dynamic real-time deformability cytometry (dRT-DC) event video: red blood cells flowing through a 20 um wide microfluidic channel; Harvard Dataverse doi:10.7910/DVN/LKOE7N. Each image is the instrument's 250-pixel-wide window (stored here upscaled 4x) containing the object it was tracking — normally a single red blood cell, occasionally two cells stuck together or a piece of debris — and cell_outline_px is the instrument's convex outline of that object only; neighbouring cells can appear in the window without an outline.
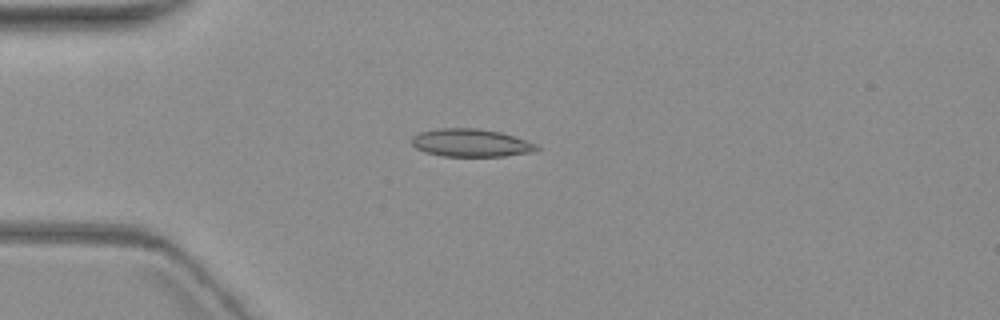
{"species": "common noctule bat (a hibernating species)", "species_latin": "Nyctalus noctula", "temperature_condition": "warm", "stored_images_in_passage": 9, "camera_frame_rate_fps": 3000, "um_per_image_px": 0.085, "animal": {"sex": "female", "body_mass_g": 19.3, "forearm_length_mm": 54.1}, "frame": {"image": 1, "passage_image": 4, "time_ms": 4.0, "image_size_px": [1000, 320], "cell_outline_px": [[540, 148], [532, 152], [504, 156], [440, 156], [424, 152], [416, 148], [412, 144], [412, 136], [420, 132], [436, 128], [476, 128], [500, 132], [536, 144]], "centroid_in_image_um": [39.98, 12.14], "position_along_channel_um": 45.0, "area_um2": 20.23}}
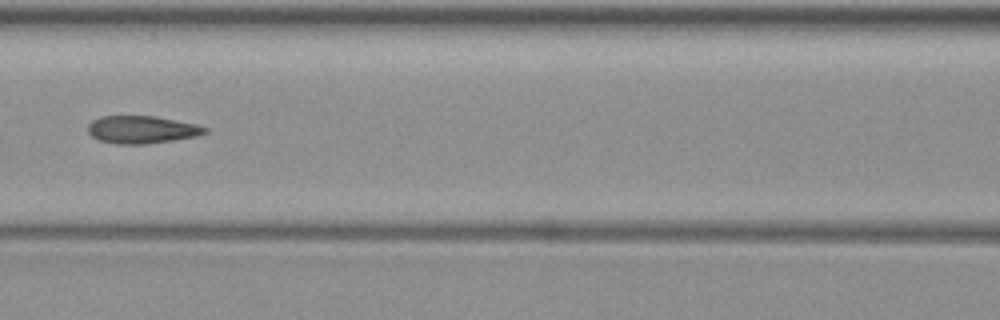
{"frame": {"image": 2, "passage_image": 7, "time_ms": 7.667, "image_size_px": [1000, 320], "cell_outline_px": [[208, 132], [196, 136], [148, 144], [116, 144], [100, 140], [92, 136], [88, 132], [88, 124], [92, 120], [100, 116], [156, 116], [196, 124], [208, 128]], "centroid_in_image_um": [12.05, 11.01], "position_along_channel_um": 154.6, "area_um2": 18.84}}
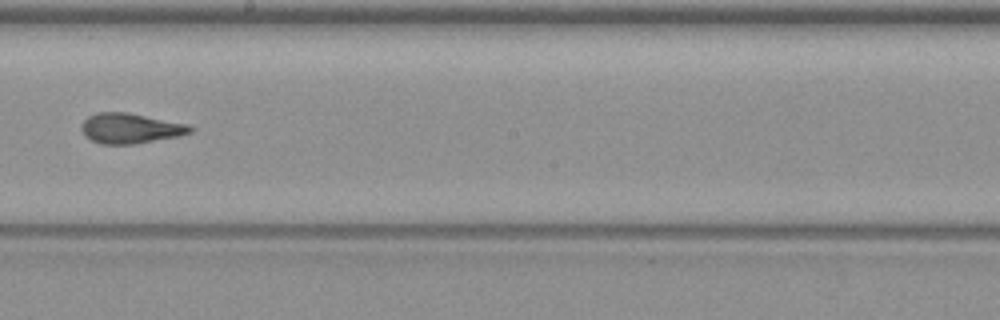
{"frame": {"image": 3, "passage_image": 9, "time_ms": 10.0, "image_size_px": [1000, 320], "cell_outline_px": [[192, 132], [180, 136], [132, 144], [100, 144], [84, 136], [80, 128], [80, 124], [88, 116], [96, 112], [124, 112], [184, 124], [192, 128]], "centroid_in_image_um": [10.98, 10.92], "position_along_channel_um": 237.2, "area_um2": 18.84}}